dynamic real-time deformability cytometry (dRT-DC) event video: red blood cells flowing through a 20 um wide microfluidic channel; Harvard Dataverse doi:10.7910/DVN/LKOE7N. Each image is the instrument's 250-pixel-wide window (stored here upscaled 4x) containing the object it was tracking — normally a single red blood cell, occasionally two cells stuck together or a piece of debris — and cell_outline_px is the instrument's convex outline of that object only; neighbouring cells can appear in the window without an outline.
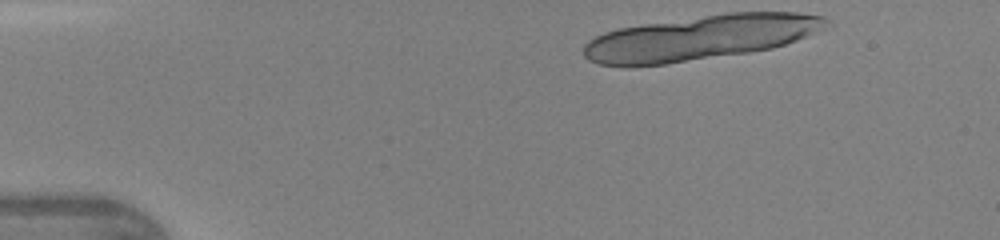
{"species": "human", "species_latin": "Homo sapiens", "temperature_condition": "warm", "stored_images_in_passage": 12, "camera_frame_rate_fps": 3000, "um_per_image_px": 0.085, "donor": {"sex": "female"}, "frame": {"image": 1, "passage_image": 1, "time_ms": 0.0, "image_size_px": [1000, 240], "cell_outline_px": [[828, 20], [804, 36], [796, 40], [772, 48], [748, 52], [668, 64], [632, 68], [628, 68], [600, 64], [588, 60], [584, 56], [584, 44], [588, 40], [604, 32], [620, 28], [644, 24], [724, 12], [796, 12], [824, 16]], "centroid_in_image_um": [59.36, 3.22], "position_along_channel_um": 25.6, "area_um2": 63.06}}